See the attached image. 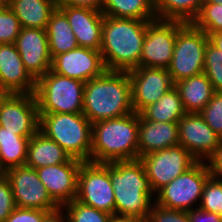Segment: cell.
<instances>
[{"label": "cell", "instance_id": "30", "mask_svg": "<svg viewBox=\"0 0 222 222\" xmlns=\"http://www.w3.org/2000/svg\"><path fill=\"white\" fill-rule=\"evenodd\" d=\"M68 222H111L113 215L94 207L87 206L74 199L62 206Z\"/></svg>", "mask_w": 222, "mask_h": 222}, {"label": "cell", "instance_id": "13", "mask_svg": "<svg viewBox=\"0 0 222 222\" xmlns=\"http://www.w3.org/2000/svg\"><path fill=\"white\" fill-rule=\"evenodd\" d=\"M3 174L10 183L16 207L43 211L59 207L47 193L36 169L24 165L10 168Z\"/></svg>", "mask_w": 222, "mask_h": 222}, {"label": "cell", "instance_id": "39", "mask_svg": "<svg viewBox=\"0 0 222 222\" xmlns=\"http://www.w3.org/2000/svg\"><path fill=\"white\" fill-rule=\"evenodd\" d=\"M187 215L190 222H222L220 214L205 211L200 207L187 211Z\"/></svg>", "mask_w": 222, "mask_h": 222}, {"label": "cell", "instance_id": "10", "mask_svg": "<svg viewBox=\"0 0 222 222\" xmlns=\"http://www.w3.org/2000/svg\"><path fill=\"white\" fill-rule=\"evenodd\" d=\"M139 159L155 194L198 161L180 144L151 152Z\"/></svg>", "mask_w": 222, "mask_h": 222}, {"label": "cell", "instance_id": "21", "mask_svg": "<svg viewBox=\"0 0 222 222\" xmlns=\"http://www.w3.org/2000/svg\"><path fill=\"white\" fill-rule=\"evenodd\" d=\"M179 144L178 122L145 120L139 114L138 159Z\"/></svg>", "mask_w": 222, "mask_h": 222}, {"label": "cell", "instance_id": "19", "mask_svg": "<svg viewBox=\"0 0 222 222\" xmlns=\"http://www.w3.org/2000/svg\"><path fill=\"white\" fill-rule=\"evenodd\" d=\"M67 17L78 45L100 50L102 43V11L79 6H57Z\"/></svg>", "mask_w": 222, "mask_h": 222}, {"label": "cell", "instance_id": "36", "mask_svg": "<svg viewBox=\"0 0 222 222\" xmlns=\"http://www.w3.org/2000/svg\"><path fill=\"white\" fill-rule=\"evenodd\" d=\"M148 222H190L187 211L168 209L154 203L146 219Z\"/></svg>", "mask_w": 222, "mask_h": 222}, {"label": "cell", "instance_id": "24", "mask_svg": "<svg viewBox=\"0 0 222 222\" xmlns=\"http://www.w3.org/2000/svg\"><path fill=\"white\" fill-rule=\"evenodd\" d=\"M6 4L18 18L22 28L46 29L55 0H7Z\"/></svg>", "mask_w": 222, "mask_h": 222}, {"label": "cell", "instance_id": "9", "mask_svg": "<svg viewBox=\"0 0 222 222\" xmlns=\"http://www.w3.org/2000/svg\"><path fill=\"white\" fill-rule=\"evenodd\" d=\"M75 199L115 216V197L108 163H81Z\"/></svg>", "mask_w": 222, "mask_h": 222}, {"label": "cell", "instance_id": "5", "mask_svg": "<svg viewBox=\"0 0 222 222\" xmlns=\"http://www.w3.org/2000/svg\"><path fill=\"white\" fill-rule=\"evenodd\" d=\"M39 130L71 158L90 161L92 123L83 113H39Z\"/></svg>", "mask_w": 222, "mask_h": 222}, {"label": "cell", "instance_id": "41", "mask_svg": "<svg viewBox=\"0 0 222 222\" xmlns=\"http://www.w3.org/2000/svg\"><path fill=\"white\" fill-rule=\"evenodd\" d=\"M56 6H79L102 10L104 0H55Z\"/></svg>", "mask_w": 222, "mask_h": 222}, {"label": "cell", "instance_id": "35", "mask_svg": "<svg viewBox=\"0 0 222 222\" xmlns=\"http://www.w3.org/2000/svg\"><path fill=\"white\" fill-rule=\"evenodd\" d=\"M200 114L211 129L222 139V92H215Z\"/></svg>", "mask_w": 222, "mask_h": 222}, {"label": "cell", "instance_id": "16", "mask_svg": "<svg viewBox=\"0 0 222 222\" xmlns=\"http://www.w3.org/2000/svg\"><path fill=\"white\" fill-rule=\"evenodd\" d=\"M83 161L71 158L63 164H55L36 169L38 177L51 199L59 206L76 198L78 174Z\"/></svg>", "mask_w": 222, "mask_h": 222}, {"label": "cell", "instance_id": "23", "mask_svg": "<svg viewBox=\"0 0 222 222\" xmlns=\"http://www.w3.org/2000/svg\"><path fill=\"white\" fill-rule=\"evenodd\" d=\"M186 113H200L215 93L205 73L182 79L174 84Z\"/></svg>", "mask_w": 222, "mask_h": 222}, {"label": "cell", "instance_id": "11", "mask_svg": "<svg viewBox=\"0 0 222 222\" xmlns=\"http://www.w3.org/2000/svg\"><path fill=\"white\" fill-rule=\"evenodd\" d=\"M40 116L34 93H7L0 102L2 131L32 137L38 130Z\"/></svg>", "mask_w": 222, "mask_h": 222}, {"label": "cell", "instance_id": "17", "mask_svg": "<svg viewBox=\"0 0 222 222\" xmlns=\"http://www.w3.org/2000/svg\"><path fill=\"white\" fill-rule=\"evenodd\" d=\"M51 70L84 83L99 77L105 70L100 50L78 46L52 58Z\"/></svg>", "mask_w": 222, "mask_h": 222}, {"label": "cell", "instance_id": "6", "mask_svg": "<svg viewBox=\"0 0 222 222\" xmlns=\"http://www.w3.org/2000/svg\"><path fill=\"white\" fill-rule=\"evenodd\" d=\"M85 83L53 72L36 81L39 113H83Z\"/></svg>", "mask_w": 222, "mask_h": 222}, {"label": "cell", "instance_id": "14", "mask_svg": "<svg viewBox=\"0 0 222 222\" xmlns=\"http://www.w3.org/2000/svg\"><path fill=\"white\" fill-rule=\"evenodd\" d=\"M131 81L132 107L140 114L174 87L167 69L140 66L128 71Z\"/></svg>", "mask_w": 222, "mask_h": 222}, {"label": "cell", "instance_id": "46", "mask_svg": "<svg viewBox=\"0 0 222 222\" xmlns=\"http://www.w3.org/2000/svg\"><path fill=\"white\" fill-rule=\"evenodd\" d=\"M6 94H7V92L5 90H3L2 88H0V102L5 97Z\"/></svg>", "mask_w": 222, "mask_h": 222}, {"label": "cell", "instance_id": "25", "mask_svg": "<svg viewBox=\"0 0 222 222\" xmlns=\"http://www.w3.org/2000/svg\"><path fill=\"white\" fill-rule=\"evenodd\" d=\"M46 31L51 58L79 46L66 15L58 7L50 15Z\"/></svg>", "mask_w": 222, "mask_h": 222}, {"label": "cell", "instance_id": "47", "mask_svg": "<svg viewBox=\"0 0 222 222\" xmlns=\"http://www.w3.org/2000/svg\"><path fill=\"white\" fill-rule=\"evenodd\" d=\"M7 0H0V8L3 7L6 4Z\"/></svg>", "mask_w": 222, "mask_h": 222}, {"label": "cell", "instance_id": "2", "mask_svg": "<svg viewBox=\"0 0 222 222\" xmlns=\"http://www.w3.org/2000/svg\"><path fill=\"white\" fill-rule=\"evenodd\" d=\"M108 170L114 190L115 216L146 220L156 194L140 159L109 162Z\"/></svg>", "mask_w": 222, "mask_h": 222}, {"label": "cell", "instance_id": "38", "mask_svg": "<svg viewBox=\"0 0 222 222\" xmlns=\"http://www.w3.org/2000/svg\"><path fill=\"white\" fill-rule=\"evenodd\" d=\"M49 211L16 207L4 222H42Z\"/></svg>", "mask_w": 222, "mask_h": 222}, {"label": "cell", "instance_id": "32", "mask_svg": "<svg viewBox=\"0 0 222 222\" xmlns=\"http://www.w3.org/2000/svg\"><path fill=\"white\" fill-rule=\"evenodd\" d=\"M215 92H222V52L208 42L204 56V71Z\"/></svg>", "mask_w": 222, "mask_h": 222}, {"label": "cell", "instance_id": "15", "mask_svg": "<svg viewBox=\"0 0 222 222\" xmlns=\"http://www.w3.org/2000/svg\"><path fill=\"white\" fill-rule=\"evenodd\" d=\"M178 133L179 144L198 161H206L222 143L200 113H186L178 122Z\"/></svg>", "mask_w": 222, "mask_h": 222}, {"label": "cell", "instance_id": "31", "mask_svg": "<svg viewBox=\"0 0 222 222\" xmlns=\"http://www.w3.org/2000/svg\"><path fill=\"white\" fill-rule=\"evenodd\" d=\"M192 24L207 35L222 31V4L203 3Z\"/></svg>", "mask_w": 222, "mask_h": 222}, {"label": "cell", "instance_id": "7", "mask_svg": "<svg viewBox=\"0 0 222 222\" xmlns=\"http://www.w3.org/2000/svg\"><path fill=\"white\" fill-rule=\"evenodd\" d=\"M208 42V35L192 23H185L177 31L172 60L167 67L174 84L203 73L205 49Z\"/></svg>", "mask_w": 222, "mask_h": 222}, {"label": "cell", "instance_id": "20", "mask_svg": "<svg viewBox=\"0 0 222 222\" xmlns=\"http://www.w3.org/2000/svg\"><path fill=\"white\" fill-rule=\"evenodd\" d=\"M0 88L7 93H35L36 80L24 67L14 43L0 44Z\"/></svg>", "mask_w": 222, "mask_h": 222}, {"label": "cell", "instance_id": "12", "mask_svg": "<svg viewBox=\"0 0 222 222\" xmlns=\"http://www.w3.org/2000/svg\"><path fill=\"white\" fill-rule=\"evenodd\" d=\"M185 24L178 20L155 19L148 22L140 57V66L167 69L177 31Z\"/></svg>", "mask_w": 222, "mask_h": 222}, {"label": "cell", "instance_id": "22", "mask_svg": "<svg viewBox=\"0 0 222 222\" xmlns=\"http://www.w3.org/2000/svg\"><path fill=\"white\" fill-rule=\"evenodd\" d=\"M70 159L71 156L63 148L40 130L29 139L26 166L38 169L63 164Z\"/></svg>", "mask_w": 222, "mask_h": 222}, {"label": "cell", "instance_id": "4", "mask_svg": "<svg viewBox=\"0 0 222 222\" xmlns=\"http://www.w3.org/2000/svg\"><path fill=\"white\" fill-rule=\"evenodd\" d=\"M138 128L139 114L136 112L93 123L90 161L137 160Z\"/></svg>", "mask_w": 222, "mask_h": 222}, {"label": "cell", "instance_id": "29", "mask_svg": "<svg viewBox=\"0 0 222 222\" xmlns=\"http://www.w3.org/2000/svg\"><path fill=\"white\" fill-rule=\"evenodd\" d=\"M204 0H155L157 19L192 23Z\"/></svg>", "mask_w": 222, "mask_h": 222}, {"label": "cell", "instance_id": "43", "mask_svg": "<svg viewBox=\"0 0 222 222\" xmlns=\"http://www.w3.org/2000/svg\"><path fill=\"white\" fill-rule=\"evenodd\" d=\"M208 37L209 42L222 52V31L212 33Z\"/></svg>", "mask_w": 222, "mask_h": 222}, {"label": "cell", "instance_id": "27", "mask_svg": "<svg viewBox=\"0 0 222 222\" xmlns=\"http://www.w3.org/2000/svg\"><path fill=\"white\" fill-rule=\"evenodd\" d=\"M186 114L178 90L171 88L156 103L147 106L140 115L145 120L179 122Z\"/></svg>", "mask_w": 222, "mask_h": 222}, {"label": "cell", "instance_id": "26", "mask_svg": "<svg viewBox=\"0 0 222 222\" xmlns=\"http://www.w3.org/2000/svg\"><path fill=\"white\" fill-rule=\"evenodd\" d=\"M104 16L152 21L157 19L155 0H104Z\"/></svg>", "mask_w": 222, "mask_h": 222}, {"label": "cell", "instance_id": "34", "mask_svg": "<svg viewBox=\"0 0 222 222\" xmlns=\"http://www.w3.org/2000/svg\"><path fill=\"white\" fill-rule=\"evenodd\" d=\"M21 25L7 4L0 8V44L15 43L20 31Z\"/></svg>", "mask_w": 222, "mask_h": 222}, {"label": "cell", "instance_id": "1", "mask_svg": "<svg viewBox=\"0 0 222 222\" xmlns=\"http://www.w3.org/2000/svg\"><path fill=\"white\" fill-rule=\"evenodd\" d=\"M134 112L128 71L105 70L84 86L83 114L93 124Z\"/></svg>", "mask_w": 222, "mask_h": 222}, {"label": "cell", "instance_id": "3", "mask_svg": "<svg viewBox=\"0 0 222 222\" xmlns=\"http://www.w3.org/2000/svg\"><path fill=\"white\" fill-rule=\"evenodd\" d=\"M148 22L104 16L100 53L106 70L130 71L140 67Z\"/></svg>", "mask_w": 222, "mask_h": 222}, {"label": "cell", "instance_id": "42", "mask_svg": "<svg viewBox=\"0 0 222 222\" xmlns=\"http://www.w3.org/2000/svg\"><path fill=\"white\" fill-rule=\"evenodd\" d=\"M42 222H68L66 212L62 207L49 211Z\"/></svg>", "mask_w": 222, "mask_h": 222}, {"label": "cell", "instance_id": "37", "mask_svg": "<svg viewBox=\"0 0 222 222\" xmlns=\"http://www.w3.org/2000/svg\"><path fill=\"white\" fill-rule=\"evenodd\" d=\"M15 208L10 183L2 173L0 175V222H4Z\"/></svg>", "mask_w": 222, "mask_h": 222}, {"label": "cell", "instance_id": "40", "mask_svg": "<svg viewBox=\"0 0 222 222\" xmlns=\"http://www.w3.org/2000/svg\"><path fill=\"white\" fill-rule=\"evenodd\" d=\"M212 177L222 180V143L219 148L206 160Z\"/></svg>", "mask_w": 222, "mask_h": 222}, {"label": "cell", "instance_id": "45", "mask_svg": "<svg viewBox=\"0 0 222 222\" xmlns=\"http://www.w3.org/2000/svg\"><path fill=\"white\" fill-rule=\"evenodd\" d=\"M203 3L222 4V0H204Z\"/></svg>", "mask_w": 222, "mask_h": 222}, {"label": "cell", "instance_id": "8", "mask_svg": "<svg viewBox=\"0 0 222 222\" xmlns=\"http://www.w3.org/2000/svg\"><path fill=\"white\" fill-rule=\"evenodd\" d=\"M210 176L206 161H197L160 189L156 193L155 203L168 209L183 211L199 207L204 185Z\"/></svg>", "mask_w": 222, "mask_h": 222}, {"label": "cell", "instance_id": "18", "mask_svg": "<svg viewBox=\"0 0 222 222\" xmlns=\"http://www.w3.org/2000/svg\"><path fill=\"white\" fill-rule=\"evenodd\" d=\"M14 44L24 67L36 81L51 69L46 29L21 28Z\"/></svg>", "mask_w": 222, "mask_h": 222}, {"label": "cell", "instance_id": "33", "mask_svg": "<svg viewBox=\"0 0 222 222\" xmlns=\"http://www.w3.org/2000/svg\"><path fill=\"white\" fill-rule=\"evenodd\" d=\"M199 207L222 216V180L210 176L204 185Z\"/></svg>", "mask_w": 222, "mask_h": 222}, {"label": "cell", "instance_id": "44", "mask_svg": "<svg viewBox=\"0 0 222 222\" xmlns=\"http://www.w3.org/2000/svg\"><path fill=\"white\" fill-rule=\"evenodd\" d=\"M141 219L133 217L113 216L111 222H141Z\"/></svg>", "mask_w": 222, "mask_h": 222}, {"label": "cell", "instance_id": "28", "mask_svg": "<svg viewBox=\"0 0 222 222\" xmlns=\"http://www.w3.org/2000/svg\"><path fill=\"white\" fill-rule=\"evenodd\" d=\"M30 138L16 135L15 132L2 131L0 126V171L2 173L26 164Z\"/></svg>", "mask_w": 222, "mask_h": 222}]
</instances>
